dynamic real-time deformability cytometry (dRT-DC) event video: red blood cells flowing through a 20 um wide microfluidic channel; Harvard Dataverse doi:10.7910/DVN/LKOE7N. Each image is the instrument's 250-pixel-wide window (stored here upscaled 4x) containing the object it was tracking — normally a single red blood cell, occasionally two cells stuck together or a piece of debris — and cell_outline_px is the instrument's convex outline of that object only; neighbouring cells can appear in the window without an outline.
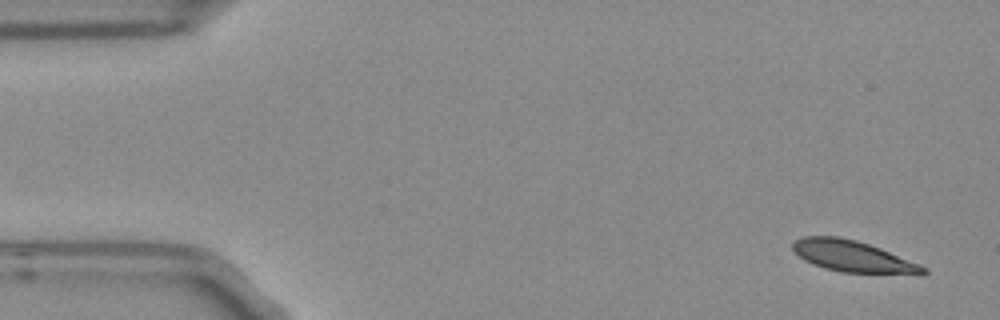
{"species": "Egyptian fruit bat (a non-hibernating species)", "species_latin": "Rousettus aegyptiacus", "temperature_condition": "room temperature", "stored_images_in_passage": 8, "camera_frame_rate_fps": 3000, "um_per_image_px": 0.085, "frame": {"image": 1, "passage_image": 1, "time_ms": 0.0, "image_size_px": [1000, 320], "cell_outline_px": [[928, 272], [924, 276], [920, 276], [840, 272], [824, 268], [812, 264], [804, 260], [792, 248], [792, 240], [804, 236], [840, 236], [856, 240], [880, 248], [920, 264], [928, 268]], "centroid_in_image_um": [72.57, 21.82], "position_along_channel_um": 12.4, "area_um2": 24.51}}
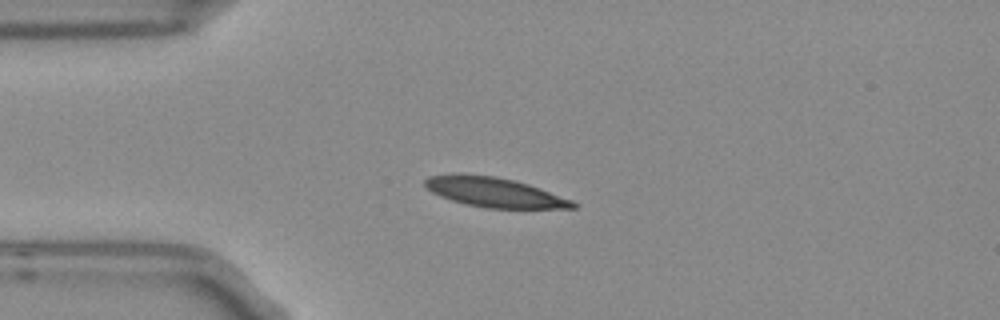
{"frame": {"image": 2, "passage_image": 4, "time_ms": 1.0, "image_size_px": [1000, 320], "cell_outline_px": [[580, 204], [576, 208], [484, 208], [452, 200], [440, 196], [432, 192], [424, 184], [424, 180], [428, 176], [496, 176], [516, 180], [540, 188], [572, 200]], "centroid_in_image_um": [42.12, 16.38], "position_along_channel_um": 42.9, "area_um2": 24.85}}
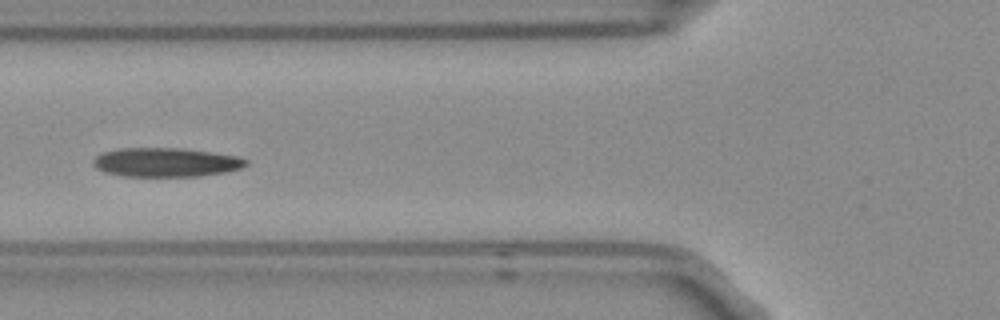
{"frame": {"image": 3, "passage_image": 6, "time_ms": 1.667, "image_size_px": [1000, 320], "cell_outline_px": [[248, 164], [240, 168], [224, 172], [200, 176], [124, 176], [104, 172], [96, 168], [92, 164], [92, 160], [96, 156], [104, 152], [120, 148], [184, 148], [212, 152], [236, 156], [248, 160]], "centroid_in_image_um": [14.08, 13.79], "position_along_channel_um": 111.7, "area_um2": 25.84}}